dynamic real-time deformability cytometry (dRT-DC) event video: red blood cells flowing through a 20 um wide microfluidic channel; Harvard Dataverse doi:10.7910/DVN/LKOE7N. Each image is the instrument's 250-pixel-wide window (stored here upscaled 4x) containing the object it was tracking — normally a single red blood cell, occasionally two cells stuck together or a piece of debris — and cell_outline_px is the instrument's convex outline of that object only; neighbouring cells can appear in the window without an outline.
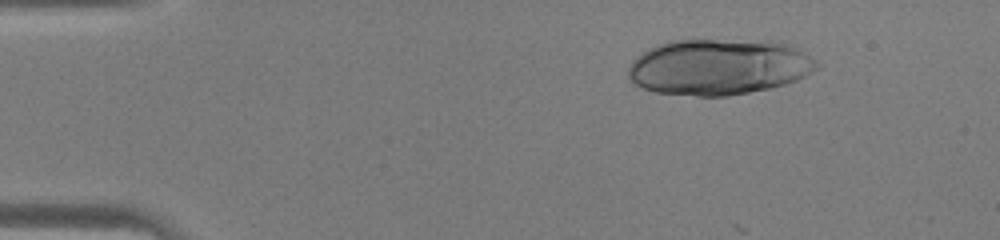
{"species": "human", "species_latin": "Homo sapiens", "temperature_condition": "warm", "stored_images_in_passage": 44, "camera_frame_rate_fps": 3000, "um_per_image_px": 0.085, "donor": {"sex": "male"}, "frame": {"image": 1, "passage_image": 6, "time_ms": 1.667, "image_size_px": [1000, 240], "cell_outline_px": [[820, 68], [796, 80], [784, 84], [768, 88], [728, 96], [696, 96], [656, 92], [644, 88], [636, 84], [628, 76], [628, 68], [632, 60], [636, 56], [648, 48], [656, 44], [668, 40], [772, 40], [788, 44], [796, 48], [816, 60], [820, 64]], "centroid_in_image_um": [61.09, 5.67], "position_along_channel_um": 23.9, "area_um2": 61.73}}
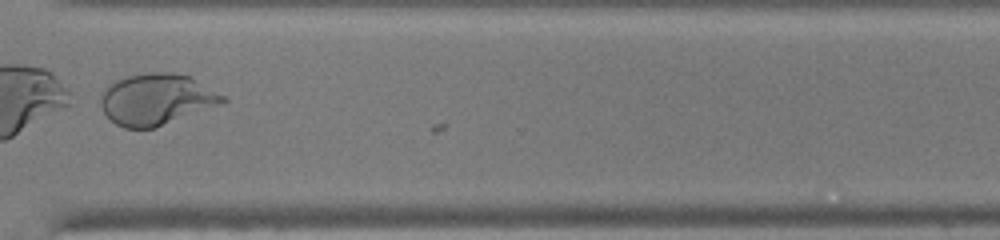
{"frame": {"image": 2, "passage_image": 34, "time_ms": 11.0, "image_size_px": [1000, 240], "cell_outline_px": [[228, 100], [220, 104], [156, 128], [124, 128], [116, 124], [104, 112], [100, 104], [100, 96], [104, 88], [108, 84], [124, 76], [148, 72], [172, 72], [188, 76], [224, 96]], "centroid_in_image_um": [13.24, 8.44], "position_along_channel_um": 357.4, "area_um2": 36.3}}